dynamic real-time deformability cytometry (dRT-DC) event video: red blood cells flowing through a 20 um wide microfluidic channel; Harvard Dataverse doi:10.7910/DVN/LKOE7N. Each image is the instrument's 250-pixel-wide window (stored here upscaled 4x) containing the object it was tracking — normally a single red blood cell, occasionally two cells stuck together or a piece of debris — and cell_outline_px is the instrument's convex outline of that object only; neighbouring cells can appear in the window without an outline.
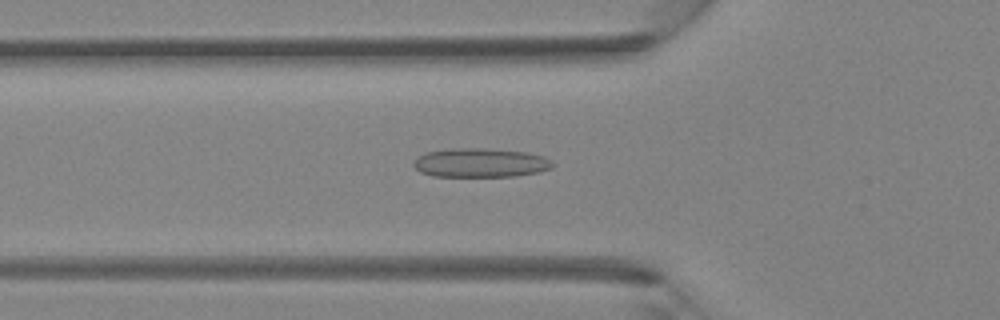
{"species": "Egyptian fruit bat (a non-hibernating species)", "species_latin": "Rousettus aegyptiacus", "temperature_condition": "room temperature", "stored_images_in_passage": 39, "camera_frame_rate_fps": 3000, "um_per_image_px": 0.085, "animal": {"sex": "female"}, "frame": {"image": 1, "passage_image": 10, "time_ms": 3.0, "image_size_px": [1000, 320], "cell_outline_px": [[556, 164], [552, 168], [540, 172], [516, 176], [432, 176], [420, 172], [412, 164], [416, 156], [424, 152], [452, 148], [476, 148], [524, 152], [544, 156], [552, 160]], "centroid_in_image_um": [40.83, 13.84], "position_along_channel_um": 85.0, "area_um2": 23.7}}
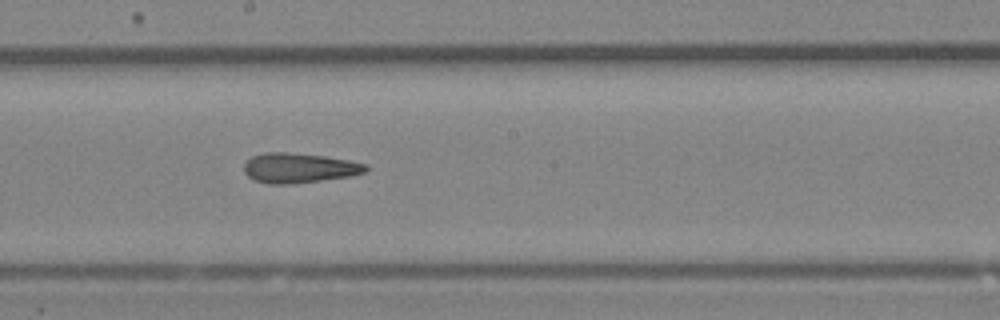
{"frame": {"image": 2, "passage_image": 19, "time_ms": 6.0, "image_size_px": [1000, 320], "cell_outline_px": [[368, 168], [364, 172], [352, 176], [288, 184], [268, 184], [256, 180], [248, 176], [244, 172], [244, 164], [252, 156], [264, 152], [284, 152], [324, 156], [348, 160], [368, 164]], "centroid_in_image_um": [25.42, 14.27], "position_along_channel_um": 222.8, "area_um2": 21.04}}
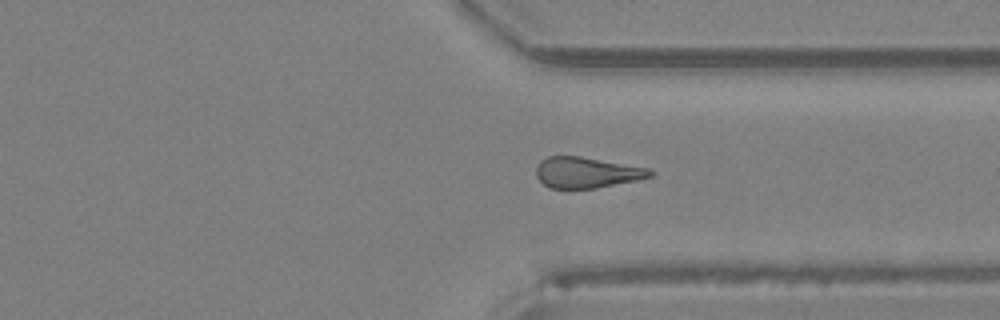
{"frame": {"image": 3, "passage_image": 28, "time_ms": 9.0, "image_size_px": [1000, 320], "cell_outline_px": [[656, 172], [652, 176], [640, 180], [596, 188], [548, 188], [536, 176], [536, 164], [540, 160], [548, 156], [580, 156], [648, 168]], "centroid_in_image_um": [49.87, 14.66], "position_along_channel_um": 361.5, "area_um2": 20.63}}